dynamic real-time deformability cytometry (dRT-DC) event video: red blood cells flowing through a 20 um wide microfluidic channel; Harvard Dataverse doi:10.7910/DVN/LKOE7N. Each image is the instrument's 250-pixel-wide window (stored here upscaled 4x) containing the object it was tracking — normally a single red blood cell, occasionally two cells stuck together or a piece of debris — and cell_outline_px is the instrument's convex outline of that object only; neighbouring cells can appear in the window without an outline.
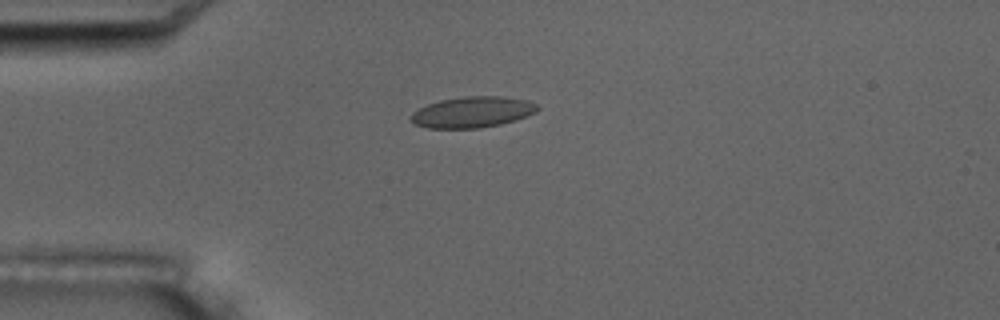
{"species": "common noctule bat (a hibernating species)", "species_latin": "Nyctalus noctula", "temperature_condition": "room temperature", "stored_images_in_passage": 6, "camera_frame_rate_fps": 3000, "um_per_image_px": 0.085, "animal": {"sex": "male", "body_mass_g": 17.5, "forearm_length_mm": 52.3}, "frame": {"image": 1, "passage_image": 5, "time_ms": 4.667, "image_size_px": [1000, 320], "cell_outline_px": [[540, 108], [536, 112], [516, 120], [500, 124], [480, 128], [424, 128], [412, 124], [408, 120], [408, 116], [412, 112], [428, 104], [440, 100], [464, 96], [504, 96], [528, 100], [536, 104]], "centroid_in_image_um": [40.11, 9.53], "position_along_channel_um": 44.9, "area_um2": 23.18}}